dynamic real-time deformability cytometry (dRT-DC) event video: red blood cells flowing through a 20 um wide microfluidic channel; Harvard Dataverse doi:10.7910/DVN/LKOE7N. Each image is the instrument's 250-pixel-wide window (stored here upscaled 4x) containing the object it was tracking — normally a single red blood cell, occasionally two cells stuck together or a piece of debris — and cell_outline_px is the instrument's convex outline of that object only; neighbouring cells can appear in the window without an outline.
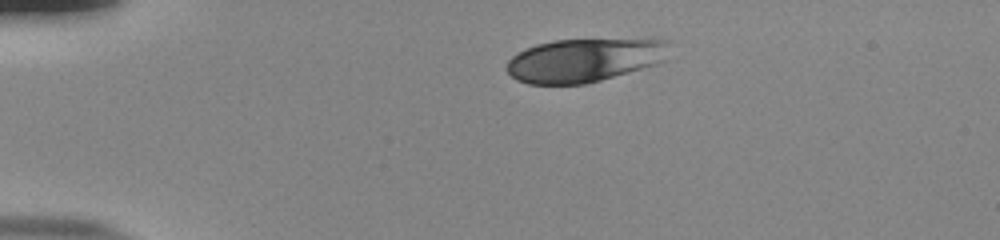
{"species": "human", "species_latin": "Homo sapiens", "temperature_condition": "room temperature", "stored_images_in_passage": 38, "camera_frame_rate_fps": 3000, "um_per_image_px": 0.085, "donor": {"sex": "male"}, "frame": {"image": 1, "passage_image": 1, "time_ms": 0.0, "image_size_px": [1000, 240], "cell_outline_px": [[672, 40], [668, 60], [656, 64], [600, 80], [584, 84], [528, 84], [516, 80], [508, 72], [508, 60], [512, 56], [524, 48], [536, 44], [552, 40], [656, 36]], "centroid_in_image_um": [49.83, 5.04], "position_along_channel_um": 35.2, "area_um2": 42.95}}
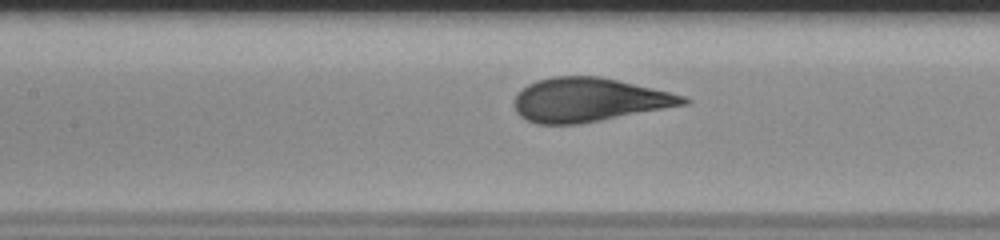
{"frame": {"image": 2, "passage_image": 15, "time_ms": 4.667, "image_size_px": [1000, 240], "cell_outline_px": [[692, 100], [688, 104], [580, 124], [536, 124], [520, 116], [516, 112], [516, 96], [528, 84], [536, 80], [556, 76], [600, 76], [652, 88], [684, 96]], "centroid_in_image_um": [50.06, 8.49], "position_along_channel_um": 157.3, "area_um2": 42.77}}
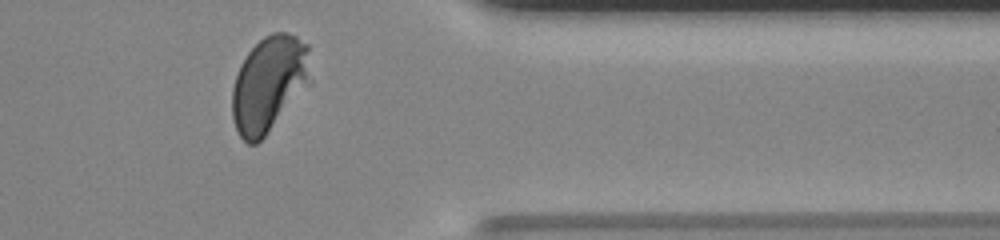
{"frame": {"image": 3, "passage_image": 34, "time_ms": 11.0, "image_size_px": [1000, 240], "cell_outline_px": [[312, 84], [264, 136], [256, 144], [248, 144], [240, 136], [236, 128], [232, 116], [232, 88], [240, 64], [248, 52], [264, 36], [272, 32], [284, 32], [296, 36], [308, 44], [312, 80]], "centroid_in_image_um": [22.9, 7.12], "position_along_channel_um": 388.5, "area_um2": 44.22}, "authors_computed_cell_mechanics": {"area_um2": 43.061, "velocity_mm_per_s": 3.8242, "shape_relaxation_time_tau1_ms": 4.6857, "shape_relaxation_time_tau2_ms": null, "deformation_change_tau1": 0.1856, "deformation_change_tau2": null}}